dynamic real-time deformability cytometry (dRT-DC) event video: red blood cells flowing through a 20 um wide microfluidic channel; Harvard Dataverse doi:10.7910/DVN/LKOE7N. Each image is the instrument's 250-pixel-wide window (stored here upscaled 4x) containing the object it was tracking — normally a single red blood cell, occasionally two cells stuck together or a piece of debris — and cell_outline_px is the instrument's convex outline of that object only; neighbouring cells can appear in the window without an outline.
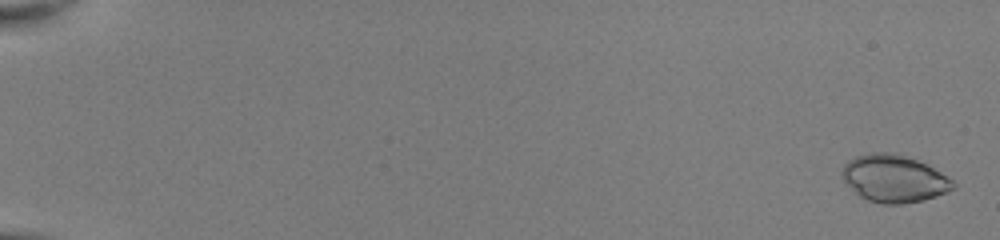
{"species": "common noctule bat (a hibernating species)", "species_latin": "Nyctalus noctula", "temperature_condition": "room temperature", "stored_images_in_passage": 53, "camera_frame_rate_fps": 3000, "um_per_image_px": 0.085, "animal": {"sex": "female", "body_mass_g": 22.0, "forearm_length_mm": 56.7}, "frame": {"image": 1, "passage_image": 2, "time_ms": 0.333, "image_size_px": [1000, 240], "cell_outline_px": [[956, 188], [948, 192], [924, 200], [904, 204], [880, 204], [868, 200], [860, 196], [844, 180], [840, 172], [844, 164], [848, 160], [856, 156], [872, 152], [896, 152], [928, 164], [952, 180], [956, 184]], "centroid_in_image_um": [76.01, 15.17], "position_along_channel_um": 9.0, "area_um2": 30.87}}
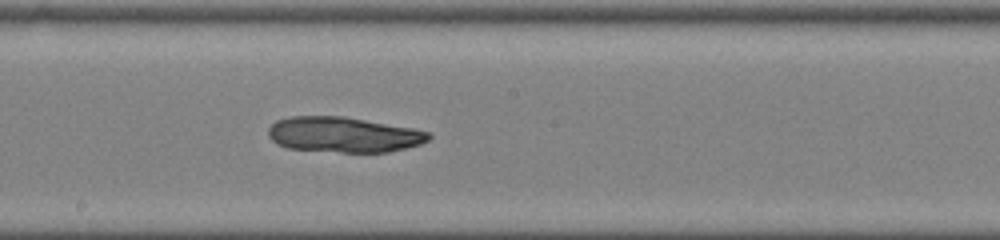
{"frame": {"image": 2, "passage_image": 32, "time_ms": 10.333, "image_size_px": [1000, 240], "cell_outline_px": [[432, 136], [428, 140], [420, 144], [388, 152], [340, 152], [288, 148], [276, 144], [268, 136], [268, 128], [276, 120], [292, 116], [344, 116], [412, 128], [428, 132]], "centroid_in_image_um": [29.17, 11.44], "position_along_channel_um": 219.0, "area_um2": 33.0}}
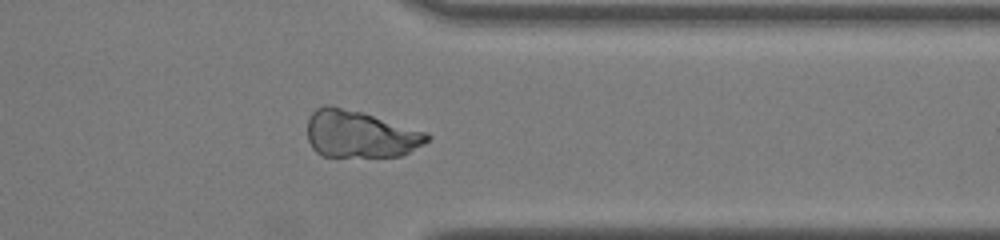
{"frame": {"image": 3, "passage_image": 44, "time_ms": 14.333, "image_size_px": [1000, 240], "cell_outline_px": [[432, 136], [424, 144], [400, 156], [324, 156], [316, 152], [312, 148], [308, 140], [308, 120], [312, 112], [316, 108], [324, 104], [332, 104], [360, 112], [424, 132]], "centroid_in_image_um": [30.54, 11.4], "position_along_channel_um": 380.9, "area_um2": 32.48}}